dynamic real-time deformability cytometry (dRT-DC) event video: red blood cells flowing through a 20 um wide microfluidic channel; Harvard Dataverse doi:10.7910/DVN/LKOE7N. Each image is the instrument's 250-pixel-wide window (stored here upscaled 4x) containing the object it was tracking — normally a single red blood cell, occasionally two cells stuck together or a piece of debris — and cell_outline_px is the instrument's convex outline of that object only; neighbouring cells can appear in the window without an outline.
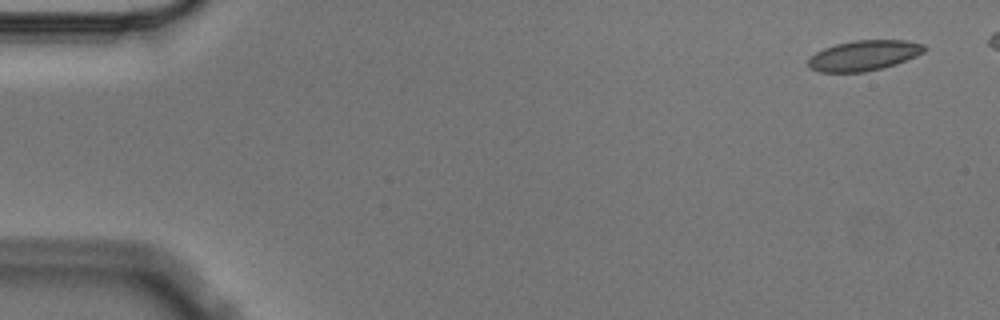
{"species": "Egyptian fruit bat (a non-hibernating species)", "species_latin": "Rousettus aegyptiacus", "temperature_condition": "cold", "stored_images_in_passage": 8, "camera_frame_rate_fps": 3000, "um_per_image_px": 0.085, "animal": {"sex": "male"}, "frame": {"image": 1, "passage_image": 1, "time_ms": 0.0, "image_size_px": [1000, 320], "cell_outline_px": [[928, 48], [924, 52], [916, 56], [896, 64], [864, 72], [820, 72], [808, 68], [808, 60], [816, 52], [824, 48], [836, 44], [856, 40], [908, 40], [924, 44]], "centroid_in_image_um": [73.45, 4.71], "position_along_channel_um": 11.6, "area_um2": 20.52}}
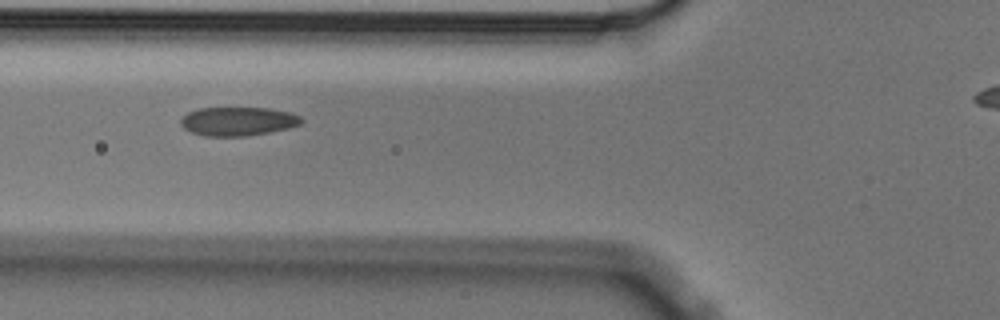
{"frame": {"image": 2, "passage_image": 6, "time_ms": 1.667, "image_size_px": [1000, 320], "cell_outline_px": [[304, 120], [300, 124], [292, 128], [248, 136], [204, 136], [192, 132], [184, 128], [180, 124], [180, 120], [188, 112], [200, 108], [272, 108], [288, 112], [300, 116]], "centroid_in_image_um": [20.26, 10.32], "position_along_channel_um": 105.5, "area_um2": 20.35}}
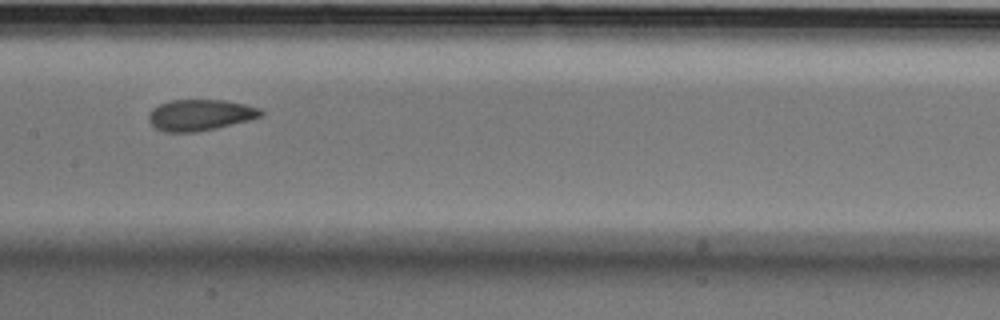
{"frame": {"image": 3, "passage_image": 8, "time_ms": 2.333, "image_size_px": [1000, 320], "cell_outline_px": [[264, 112], [260, 116], [248, 120], [216, 128], [196, 132], [164, 132], [156, 128], [148, 120], [148, 116], [152, 108], [160, 104], [172, 100], [224, 100], [244, 104], [260, 108]], "centroid_in_image_um": [16.99, 9.77], "position_along_channel_um": 190.4, "area_um2": 20.23}}